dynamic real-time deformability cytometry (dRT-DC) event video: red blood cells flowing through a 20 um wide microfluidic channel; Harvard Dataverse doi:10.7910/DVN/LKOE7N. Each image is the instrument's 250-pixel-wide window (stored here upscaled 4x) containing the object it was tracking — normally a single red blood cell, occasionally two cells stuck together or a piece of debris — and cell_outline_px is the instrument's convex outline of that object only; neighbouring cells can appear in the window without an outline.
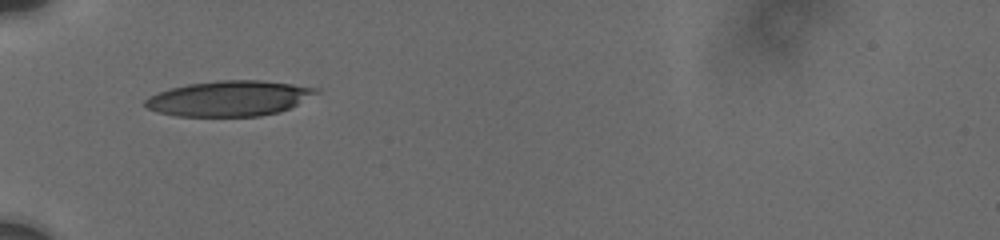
{"species": "human", "species_latin": "Homo sapiens", "temperature_condition": "cold", "stored_images_in_passage": 4, "camera_frame_rate_fps": 3000, "um_per_image_px": 0.085, "donor": {"sex": "male"}, "frame": {"image": 1, "passage_image": 1, "time_ms": 0.0, "image_size_px": [1000, 240], "cell_outline_px": [[320, 92], [280, 112], [260, 116], [176, 116], [156, 112], [148, 108], [144, 104], [144, 100], [148, 96], [172, 88], [188, 84], [216, 80], [260, 80], [292, 84], [320, 88]], "centroid_in_image_um": [19.48, 8.36], "position_along_channel_um": 65.5, "area_um2": 35.14}}